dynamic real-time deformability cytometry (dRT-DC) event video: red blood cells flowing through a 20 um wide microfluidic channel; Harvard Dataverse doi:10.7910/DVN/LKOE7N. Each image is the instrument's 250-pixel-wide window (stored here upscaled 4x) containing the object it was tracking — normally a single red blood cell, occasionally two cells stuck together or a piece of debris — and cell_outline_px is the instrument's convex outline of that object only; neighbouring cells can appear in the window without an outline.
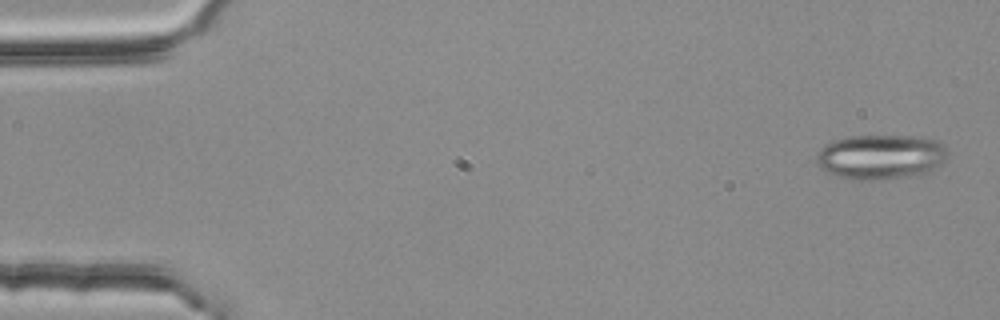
{"species": "common noctule bat (a hibernating species)", "species_latin": "Nyctalus noctula", "temperature_condition": "room temperature", "stored_images_in_passage": 54, "camera_frame_rate_fps": 3000, "um_per_image_px": 0.085, "animal": {"sex": "female", "body_mass_g": 25.1}, "frame": {"image": 1, "passage_image": 2, "time_ms": 0.333, "image_size_px": [1000, 320], "cell_outline_px": [[948, 156], [944, 160], [920, 176], [880, 180], [860, 180], [836, 176], [824, 172], [820, 168], [816, 160], [816, 152], [832, 140], [848, 136], [908, 136], [936, 140], [948, 152]], "centroid_in_image_um": [74.8, 13.35], "position_along_channel_um": 10.2, "area_um2": 34.39}}
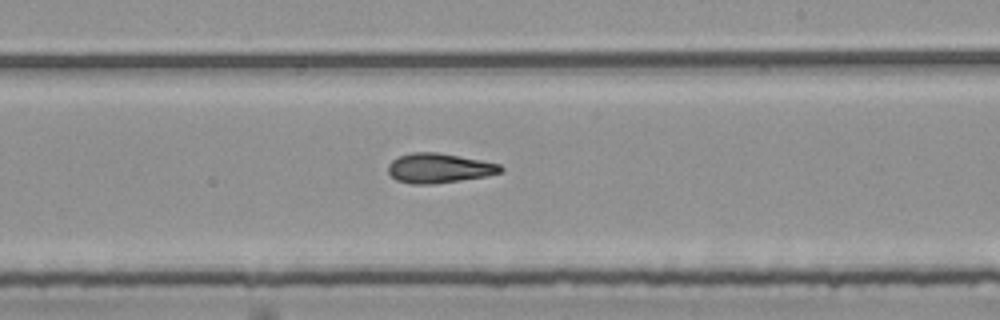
{"frame": {"image": 2, "passage_image": 32, "time_ms": 10.333, "image_size_px": [1000, 320], "cell_outline_px": [[504, 168], [500, 172], [484, 176], [460, 180], [432, 184], [412, 184], [396, 180], [388, 172], [388, 164], [392, 160], [400, 156], [412, 152], [436, 152], [460, 156], [500, 164]], "centroid_in_image_um": [37.29, 14.29], "position_along_channel_um": 251.7, "area_um2": 19.25}}
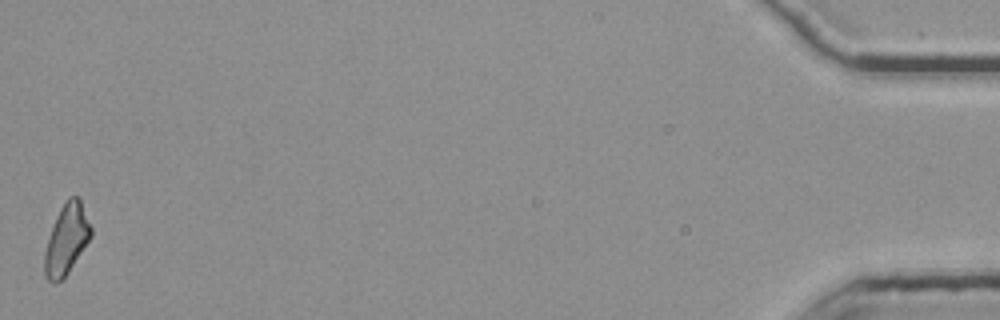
{"frame": {"image": 3, "passage_image": 54, "time_ms": 17.667, "image_size_px": [1000, 320], "cell_outline_px": [[92, 236], [68, 272], [60, 280], [48, 280], [44, 276], [44, 252], [56, 216], [60, 208], [68, 196], [76, 196], [80, 200], [92, 228]], "centroid_in_image_um": [5.66, 20.31], "position_along_channel_um": 429.5, "area_um2": 18.61}, "authors_computed_cell_mechanics": {"area_um2": 19.363, "velocity_mm_per_s": 3.7804, "shape_relaxation_time_tau1_ms": null, "shape_relaxation_time_tau2_ms": 7.7195, "deformation_change_tau1": null, "deformation_change_tau2": 0.2122}}